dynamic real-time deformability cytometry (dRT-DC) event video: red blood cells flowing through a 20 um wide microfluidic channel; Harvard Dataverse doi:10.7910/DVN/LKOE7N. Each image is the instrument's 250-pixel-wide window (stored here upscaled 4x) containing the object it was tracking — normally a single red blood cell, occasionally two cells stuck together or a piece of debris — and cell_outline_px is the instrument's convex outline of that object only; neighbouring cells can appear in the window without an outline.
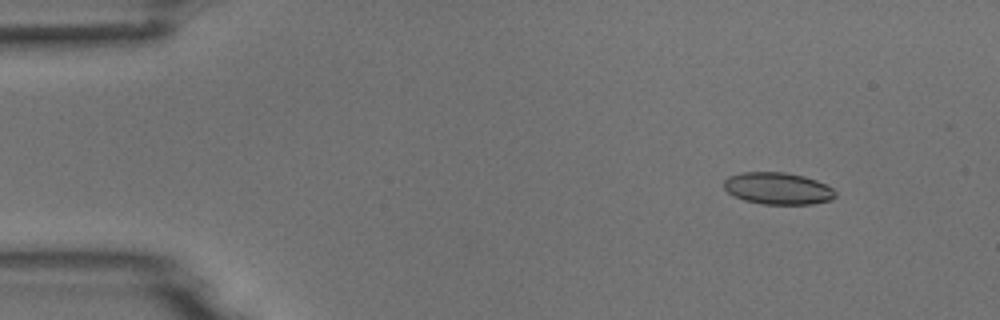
{"species": "common noctule bat (a hibernating species)", "species_latin": "Nyctalus noctula", "temperature_condition": "room temperature", "stored_images_in_passage": 4, "camera_frame_rate_fps": 3000, "um_per_image_px": 0.085, "animal": {"sex": "male", "body_mass_g": 18.8}, "frame": {"image": 1, "passage_image": 2, "time_ms": 1.0, "image_size_px": [1000, 320], "cell_outline_px": [[836, 196], [832, 200], [812, 204], [764, 204], [744, 200], [728, 192], [724, 188], [724, 180], [728, 176], [744, 172], [784, 172], [804, 176], [816, 180], [832, 188], [836, 192]], "centroid_in_image_um": [66.13, 16.02], "position_along_channel_um": 18.9, "area_um2": 20.69}}
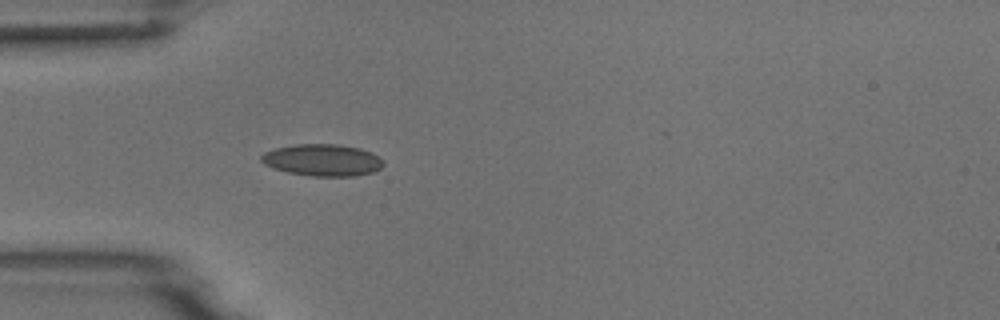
{"frame": {"image": 2, "passage_image": 4, "time_ms": 4.333, "image_size_px": [1000, 320], "cell_outline_px": [[384, 164], [380, 168], [372, 172], [356, 176], [312, 176], [288, 172], [264, 164], [260, 160], [260, 156], [264, 152], [276, 148], [296, 144], [336, 144], [360, 148], [372, 152]], "centroid_in_image_um": [27.4, 13.6], "position_along_channel_um": 57.6, "area_um2": 22.48}}